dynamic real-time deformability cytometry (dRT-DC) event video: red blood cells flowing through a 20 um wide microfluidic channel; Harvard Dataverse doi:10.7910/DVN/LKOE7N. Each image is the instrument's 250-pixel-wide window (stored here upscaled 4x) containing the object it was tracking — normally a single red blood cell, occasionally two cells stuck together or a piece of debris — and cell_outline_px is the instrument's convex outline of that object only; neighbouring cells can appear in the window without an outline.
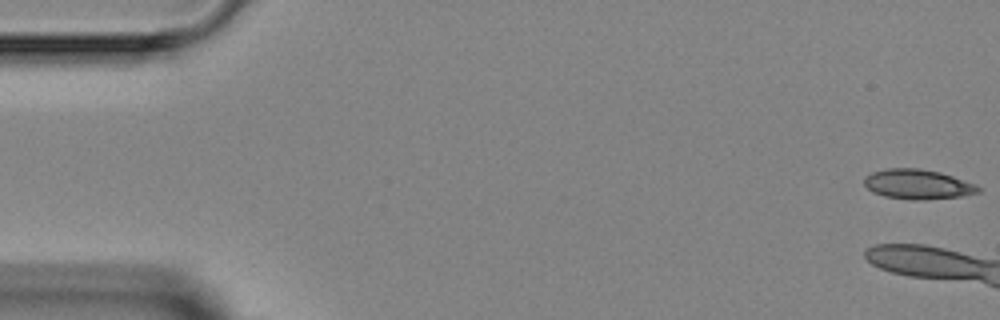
{"species": "Egyptian fruit bat (a non-hibernating species)", "species_latin": "Rousettus aegyptiacus", "temperature_condition": "room temperature", "stored_images_in_passage": 5, "camera_frame_rate_fps": 3000, "um_per_image_px": 0.085, "animal": {"sex": "female"}, "frame": {"image": 1, "passage_image": 1, "time_ms": 0.0, "image_size_px": [1000, 320], "cell_outline_px": [[980, 192], [964, 196], [924, 200], [916, 200], [884, 196], [872, 192], [864, 184], [864, 176], [872, 172], [884, 168], [920, 168], [940, 172], [952, 176], [972, 184], [980, 188]], "centroid_in_image_um": [77.96, 15.66], "position_along_channel_um": 7.0, "area_um2": 19.77}}